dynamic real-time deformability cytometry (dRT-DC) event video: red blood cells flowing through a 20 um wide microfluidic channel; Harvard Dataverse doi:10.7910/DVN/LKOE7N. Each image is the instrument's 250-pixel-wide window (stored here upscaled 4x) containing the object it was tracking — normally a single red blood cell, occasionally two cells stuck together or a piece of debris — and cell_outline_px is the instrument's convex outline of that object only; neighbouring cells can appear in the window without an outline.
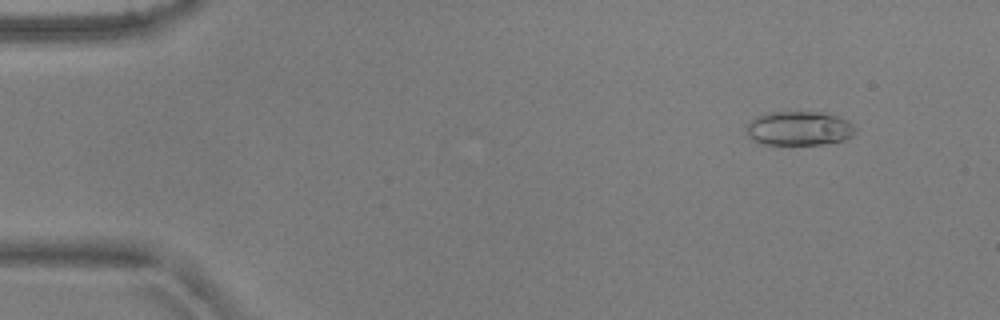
{"species": "common noctule bat (a hibernating species)", "species_latin": "Nyctalus noctula", "temperature_condition": "warm", "stored_images_in_passage": 5, "camera_frame_rate_fps": 3000, "um_per_image_px": 0.085, "animal": {"sex": "male", "body_mass_g": 17.9, "forearm_length_mm": 54.2}, "frame": {"image": 1, "passage_image": 2, "time_ms": 0.333, "image_size_px": [1000, 320], "cell_outline_px": [[856, 132], [852, 136], [844, 140], [824, 144], [760, 144], [752, 140], [748, 136], [748, 124], [756, 116], [764, 112], [824, 112], [848, 120], [856, 128]], "centroid_in_image_um": [67.94, 10.91], "position_along_channel_um": 17.1, "area_um2": 21.79}}